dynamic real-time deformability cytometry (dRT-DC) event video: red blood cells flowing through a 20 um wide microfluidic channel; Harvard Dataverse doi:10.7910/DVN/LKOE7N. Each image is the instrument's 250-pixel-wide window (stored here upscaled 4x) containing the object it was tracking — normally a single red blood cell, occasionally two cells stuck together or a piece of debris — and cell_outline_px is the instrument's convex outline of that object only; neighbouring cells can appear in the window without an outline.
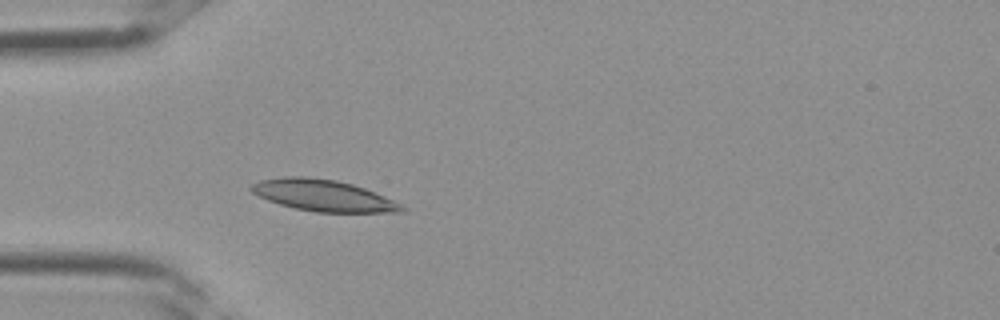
{"species": "Egyptian fruit bat (a non-hibernating species)", "species_latin": "Rousettus aegyptiacus", "temperature_condition": "room temperature", "stored_images_in_passage": 3, "camera_frame_rate_fps": 3000, "um_per_image_px": 0.085, "frame": {"image": 1, "passage_image": 3, "time_ms": 0.667, "image_size_px": [1000, 320], "cell_outline_px": [[408, 208], [404, 212], [316, 212], [296, 208], [280, 204], [268, 200], [252, 192], [248, 188], [252, 184], [260, 180], [284, 176], [304, 176], [336, 180], [352, 184], [364, 188], [384, 196]], "centroid_in_image_um": [27.47, 16.61], "position_along_channel_um": 57.5, "area_um2": 27.4}}